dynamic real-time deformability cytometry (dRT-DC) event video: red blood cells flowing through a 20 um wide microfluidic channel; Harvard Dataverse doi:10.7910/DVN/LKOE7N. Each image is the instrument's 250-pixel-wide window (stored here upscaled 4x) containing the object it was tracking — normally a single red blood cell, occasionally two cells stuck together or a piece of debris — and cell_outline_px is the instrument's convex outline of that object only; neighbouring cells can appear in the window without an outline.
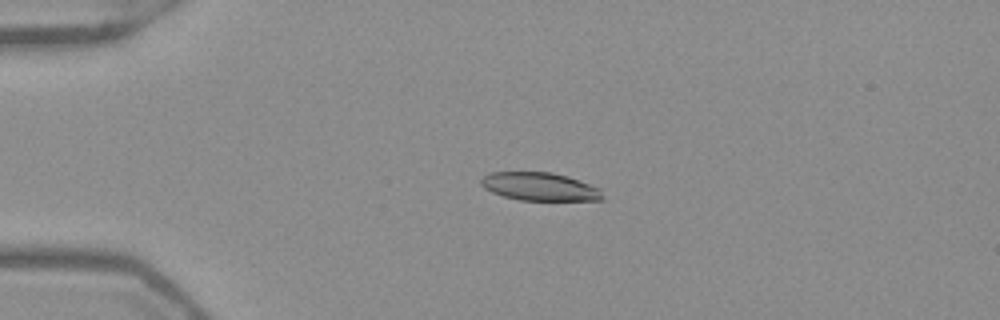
{"species": "Egyptian fruit bat (a non-hibernating species)", "species_latin": "Rousettus aegyptiacus", "temperature_condition": "warm", "stored_images_in_passage": 48, "camera_frame_rate_fps": 3000, "um_per_image_px": 0.085, "frame": {"image": 1, "passage_image": 8, "time_ms": 2.333, "image_size_px": [1000, 320], "cell_outline_px": [[604, 200], [520, 200], [504, 196], [492, 192], [484, 188], [480, 184], [480, 180], [484, 176], [492, 172], [552, 172], [568, 176], [600, 188], [604, 196]], "centroid_in_image_um": [45.9, 15.86], "position_along_channel_um": 39.1, "area_um2": 19.94}}
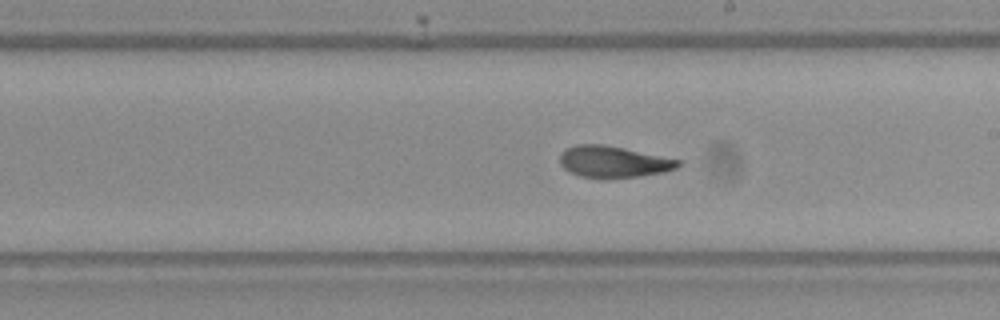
{"frame": {"image": 2, "passage_image": 26, "time_ms": 8.333, "image_size_px": [1000, 320], "cell_outline_px": [[680, 164], [676, 168], [664, 172], [640, 176], [604, 180], [600, 180], [580, 176], [568, 172], [560, 164], [560, 156], [568, 148], [576, 144], [604, 144], [624, 148], [680, 160]], "centroid_in_image_um": [52.11, 13.78], "position_along_channel_um": 236.9, "area_um2": 21.96}}
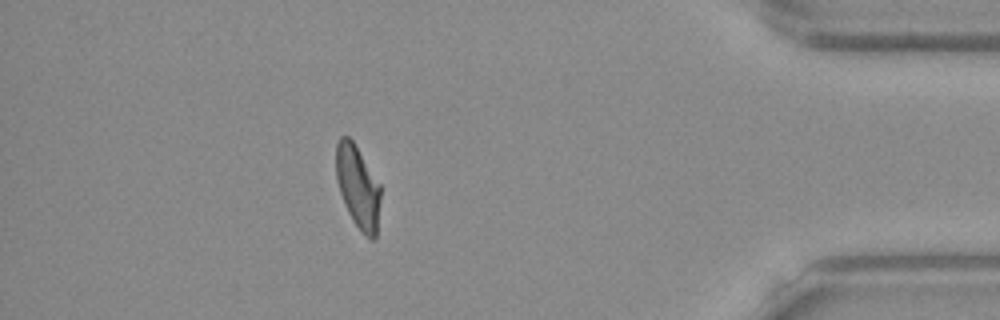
{"frame": {"image": 3, "passage_image": 42, "time_ms": 13.667, "image_size_px": [1000, 320], "cell_outline_px": [[380, 200], [376, 236], [372, 240], [360, 232], [352, 220], [348, 212], [340, 192], [336, 180], [336, 144], [340, 136], [348, 136], [352, 140], [380, 184]], "centroid_in_image_um": [30.41, 15.9], "position_along_channel_um": 404.8, "area_um2": 21.33}, "authors_computed_cell_mechanics": {"area_um2": 21.8773, "velocity_mm_per_s": 3.9302, "shape_relaxation_time_tau1_ms": 3.1192, "shape_relaxation_time_tau2_ms": 1.9926, "deformation_change_tau1": 0.1697, "deformation_change_tau2": 0.0971}}